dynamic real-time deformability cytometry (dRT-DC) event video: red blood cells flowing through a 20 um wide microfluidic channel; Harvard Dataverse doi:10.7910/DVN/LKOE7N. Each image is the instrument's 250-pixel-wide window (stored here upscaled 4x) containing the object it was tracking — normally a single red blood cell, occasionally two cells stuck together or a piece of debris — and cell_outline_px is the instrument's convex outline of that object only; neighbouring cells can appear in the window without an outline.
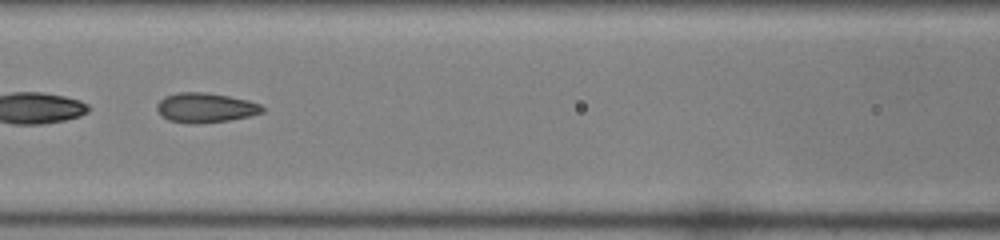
{"species": "common noctule bat (a hibernating species)", "species_latin": "Nyctalus noctula", "temperature_condition": "room temperature", "stored_images_in_passage": 20, "camera_frame_rate_fps": 3000, "um_per_image_px": 0.085, "animal": {"sex": "female", "body_mass_g": 22.0, "forearm_length_mm": 56.7}, "frame": {"image": 1, "passage_image": 9, "time_ms": 2.667, "image_size_px": [1000, 240], "cell_outline_px": [[264, 112], [248, 116], [228, 120], [196, 124], [188, 124], [168, 120], [156, 108], [156, 104], [164, 96], [180, 92], [204, 92], [228, 96], [248, 100], [260, 104], [264, 108]], "centroid_in_image_um": [17.45, 9.15], "position_along_channel_um": 149.1, "area_um2": 18.15}}
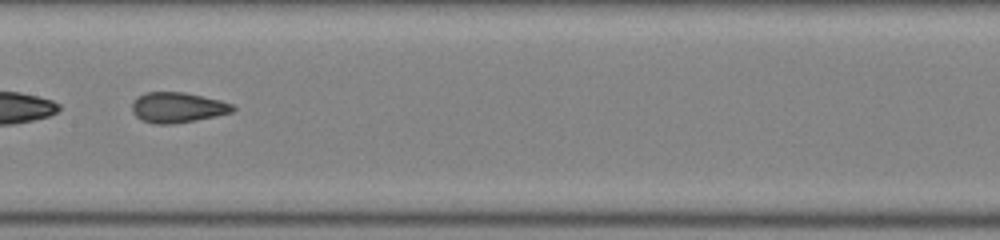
{"frame": {"image": 2, "passage_image": 12, "time_ms": 3.667, "image_size_px": [1000, 240], "cell_outline_px": [[236, 108], [232, 112], [216, 116], [196, 120], [172, 124], [156, 124], [140, 120], [132, 112], [132, 104], [136, 96], [144, 92], [184, 92], [220, 100], [232, 104]], "centroid_in_image_um": [15.06, 9.13], "position_along_channel_um": 192.3, "area_um2": 17.92}}
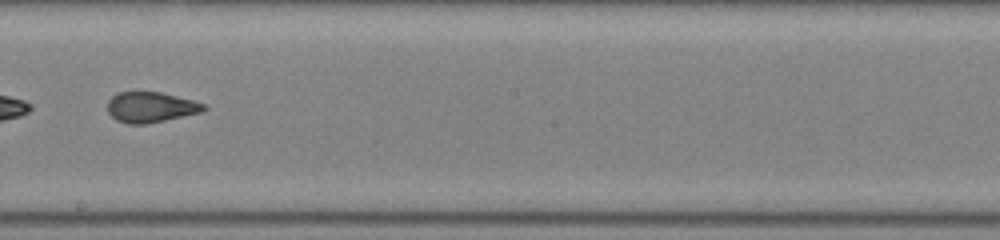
{"frame": {"image": 3, "passage_image": 15, "time_ms": 4.667, "image_size_px": [1000, 240], "cell_outline_px": [[208, 108], [204, 112], [144, 124], [128, 124], [116, 120], [108, 112], [108, 100], [116, 92], [160, 92], [192, 100], [204, 104]], "centroid_in_image_um": [12.81, 9.11], "position_along_channel_um": 235.4, "area_um2": 17.05}}